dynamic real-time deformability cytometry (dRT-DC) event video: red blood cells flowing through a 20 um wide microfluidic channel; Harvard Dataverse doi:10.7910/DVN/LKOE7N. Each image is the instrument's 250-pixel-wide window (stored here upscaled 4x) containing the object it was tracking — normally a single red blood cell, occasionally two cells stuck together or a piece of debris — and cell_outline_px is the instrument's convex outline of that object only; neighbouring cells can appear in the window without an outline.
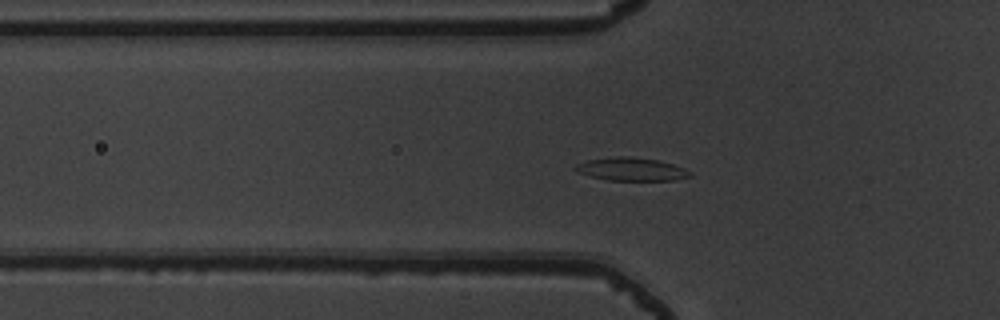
{"species": "common noctule bat (a hibernating species)", "species_latin": "Nyctalus noctula", "temperature_condition": "warm", "stored_images_in_passage": 50, "camera_frame_rate_fps": 3000, "um_per_image_px": 0.085, "animal": {"sex": "male", "body_mass_g": 19.5, "forearm_length_mm": 54.6}, "frame": {"image": 1, "passage_image": 14, "time_ms": 4.333, "image_size_px": [1000, 320], "cell_outline_px": [[692, 176], [676, 180], [608, 180], [576, 172], [572, 168], [576, 164], [588, 160], [616, 156], [628, 156], [660, 160], [684, 168], [692, 172]], "centroid_in_image_um": [53.67, 14.38], "position_along_channel_um": 72.1, "area_um2": 15.49}}
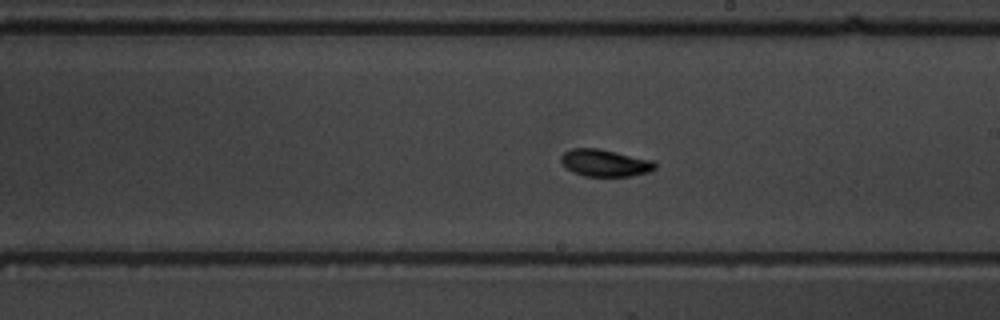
{"frame": {"image": 2, "passage_image": 27, "time_ms": 8.667, "image_size_px": [1000, 320], "cell_outline_px": [[656, 168], [648, 172], [632, 176], [584, 176], [572, 172], [560, 160], [560, 156], [564, 152], [572, 148], [600, 148], [652, 160], [656, 164]], "centroid_in_image_um": [51.41, 13.84], "position_along_channel_um": 237.6, "area_um2": 14.85}}
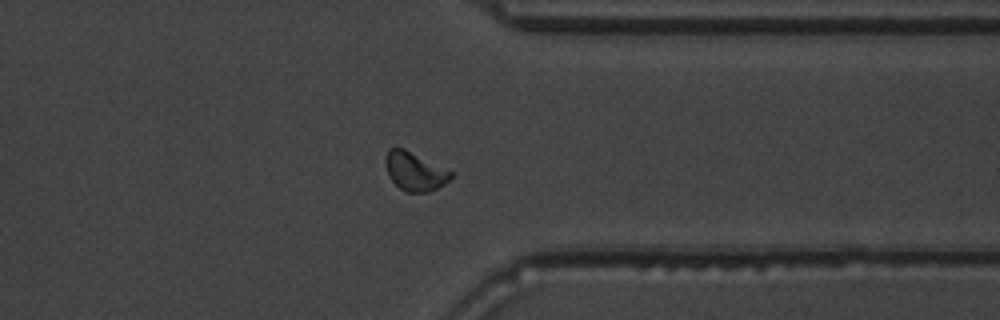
{"frame": {"image": 3, "passage_image": 38, "time_ms": 12.333, "image_size_px": [1000, 320], "cell_outline_px": [[452, 176], [444, 184], [428, 192], [404, 192], [388, 176], [384, 164], [384, 160], [388, 148], [404, 148], [452, 172]], "centroid_in_image_um": [35.2, 14.56], "position_along_channel_um": 376.2, "area_um2": 14.57}, "authors_computed_cell_mechanics": {"area_um2": 14.6234, "velocity_mm_per_s": 3.8219, "shape_relaxation_time_tau1_ms": 2.9473, "shape_relaxation_time_tau2_ms": 2.1812, "deformation_change_tau1": 0.1456, "deformation_change_tau2": 0.0679}}